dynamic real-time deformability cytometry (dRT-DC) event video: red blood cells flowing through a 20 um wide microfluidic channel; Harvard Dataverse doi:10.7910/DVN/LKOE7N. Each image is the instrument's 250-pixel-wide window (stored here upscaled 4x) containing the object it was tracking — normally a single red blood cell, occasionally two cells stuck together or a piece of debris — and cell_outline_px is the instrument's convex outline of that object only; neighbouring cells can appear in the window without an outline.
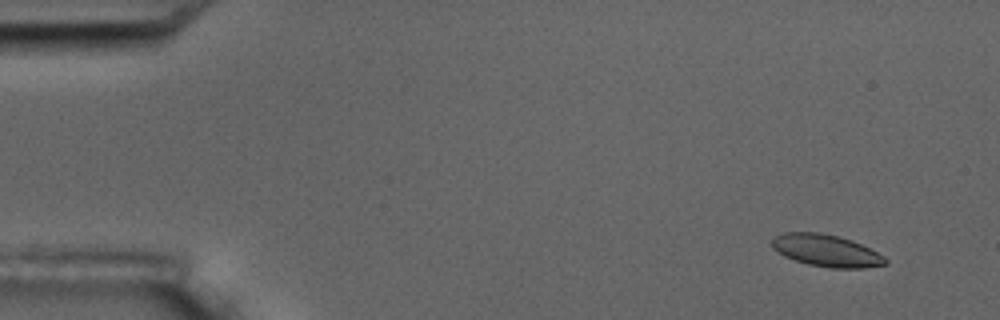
{"species": "common noctule bat (a hibernating species)", "species_latin": "Nyctalus noctula", "temperature_condition": "room temperature", "stored_images_in_passage": 5, "camera_frame_rate_fps": 3000, "um_per_image_px": 0.085, "animal": {"sex": "male", "body_mass_g": 17.5, "forearm_length_mm": 52.3}, "frame": {"image": 1, "passage_image": 2, "time_ms": 1.333, "image_size_px": [1000, 320], "cell_outline_px": [[888, 264], [864, 268], [832, 268], [808, 264], [784, 256], [776, 252], [772, 248], [772, 236], [784, 232], [820, 232], [852, 240], [884, 256], [888, 260]], "centroid_in_image_um": [70.2, 21.3], "position_along_channel_um": 14.8, "area_um2": 21.21}}
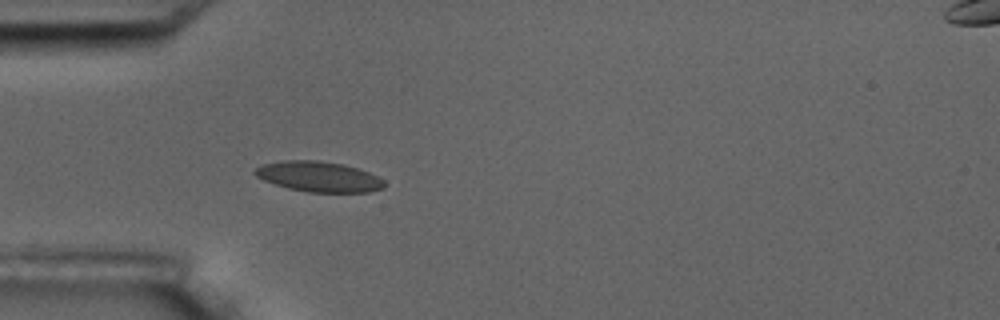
{"frame": {"image": 2, "passage_image": 5, "time_ms": 5.667, "image_size_px": [1000, 320], "cell_outline_px": [[384, 188], [368, 192], [308, 192], [288, 188], [264, 180], [256, 176], [252, 172], [260, 164], [284, 160], [316, 160], [344, 164], [368, 172], [384, 180]], "centroid_in_image_um": [27.07, 15.01], "position_along_channel_um": 57.9, "area_um2": 22.83}}